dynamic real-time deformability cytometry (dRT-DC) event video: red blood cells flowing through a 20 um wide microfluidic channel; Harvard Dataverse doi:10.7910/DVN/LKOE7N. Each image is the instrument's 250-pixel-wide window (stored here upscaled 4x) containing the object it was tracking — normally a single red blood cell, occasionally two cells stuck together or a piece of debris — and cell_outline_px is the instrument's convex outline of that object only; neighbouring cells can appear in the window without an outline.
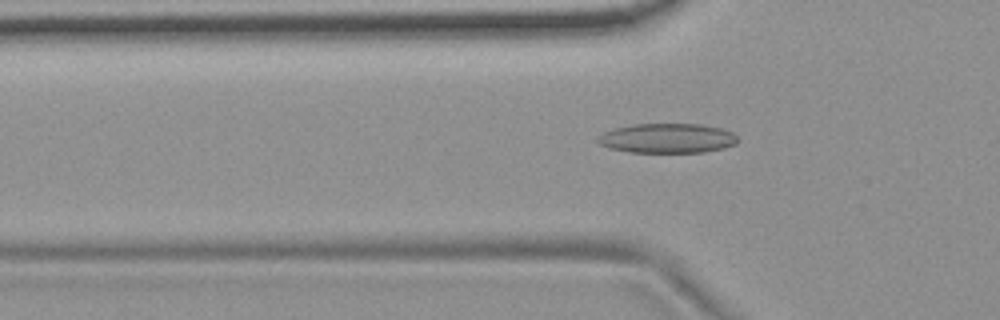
{"species": "common noctule bat (a hibernating species)", "species_latin": "Nyctalus noctula", "temperature_condition": "room temperature", "stored_images_in_passage": 56, "camera_frame_rate_fps": 3000, "um_per_image_px": 0.085, "animal": {"sex": "female", "body_mass_g": 19.9}, "frame": {"image": 1, "passage_image": 18, "time_ms": 5.667, "image_size_px": [1000, 320], "cell_outline_px": [[740, 140], [736, 144], [724, 148], [704, 152], [628, 152], [612, 148], [600, 144], [596, 140], [596, 136], [604, 132], [616, 128], [632, 124], [700, 124], [720, 128], [732, 132]], "centroid_in_image_um": [56.73, 11.75], "position_along_channel_um": 69.1, "area_um2": 24.16}}
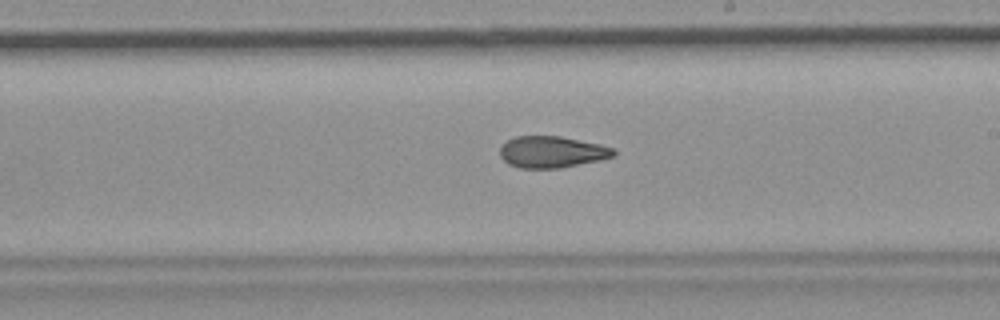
{"frame": {"image": 2, "passage_image": 32, "time_ms": 10.333, "image_size_px": [1000, 320], "cell_outline_px": [[616, 156], [600, 160], [560, 168], [520, 168], [508, 164], [500, 156], [500, 148], [508, 140], [516, 136], [560, 136], [600, 144], [612, 148], [616, 152]], "centroid_in_image_um": [46.92, 12.92], "position_along_channel_um": 242.1, "area_um2": 20.87}}
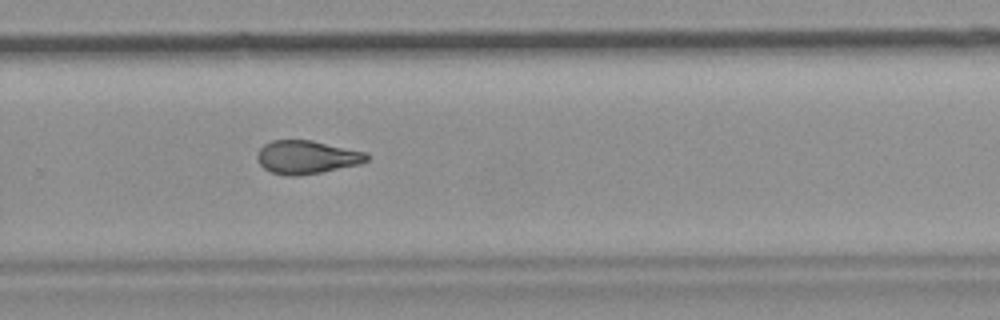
{"frame": {"image": 3, "passage_image": 37, "time_ms": 12.0, "image_size_px": [1000, 320], "cell_outline_px": [[368, 160], [360, 164], [320, 172], [296, 176], [288, 176], [272, 172], [264, 168], [256, 160], [256, 152], [264, 144], [272, 140], [312, 140], [364, 152], [368, 156]], "centroid_in_image_um": [26.02, 13.35], "position_along_channel_um": 303.8, "area_um2": 21.15}, "authors_computed_cell_mechanics": {"area_um2": 22.0796, "velocity_mm_per_s": 3.7091, "shape_relaxation_time_tau1_ms": null, "shape_relaxation_time_tau2_ms": 3.0073, "deformation_change_tau1": null, "deformation_change_tau2": 0.1061}}